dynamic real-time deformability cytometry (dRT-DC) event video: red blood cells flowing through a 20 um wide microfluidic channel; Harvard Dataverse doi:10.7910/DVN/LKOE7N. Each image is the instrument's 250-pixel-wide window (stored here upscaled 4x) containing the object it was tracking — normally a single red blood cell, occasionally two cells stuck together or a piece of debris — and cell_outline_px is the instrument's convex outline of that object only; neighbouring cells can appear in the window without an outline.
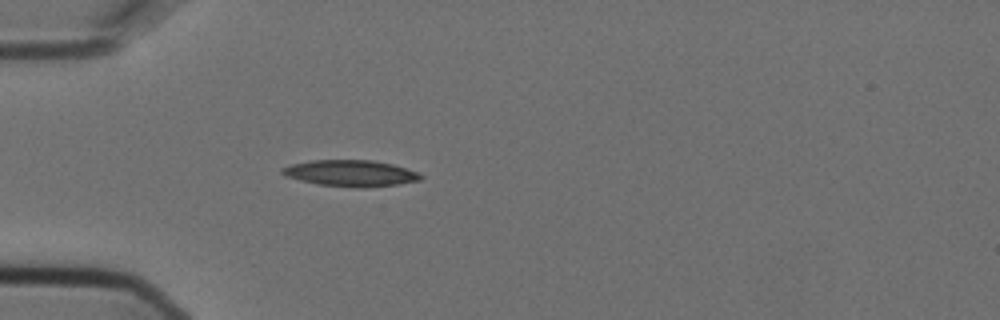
{"species": "Egyptian fruit bat (a non-hibernating species)", "species_latin": "Rousettus aegyptiacus", "temperature_condition": "cold", "stored_images_in_passage": 4, "camera_frame_rate_fps": 3000, "um_per_image_px": 0.085, "animal": {"sex": "female"}, "frame": {"image": 1, "passage_image": 4, "time_ms": 1.0, "image_size_px": [1000, 320], "cell_outline_px": [[424, 176], [420, 180], [396, 184], [364, 188], [360, 188], [316, 184], [284, 176], [280, 172], [280, 168], [292, 164], [312, 160], [372, 160], [392, 164], [416, 172]], "centroid_in_image_um": [29.75, 14.72], "position_along_channel_um": 55.2, "area_um2": 21.15}}